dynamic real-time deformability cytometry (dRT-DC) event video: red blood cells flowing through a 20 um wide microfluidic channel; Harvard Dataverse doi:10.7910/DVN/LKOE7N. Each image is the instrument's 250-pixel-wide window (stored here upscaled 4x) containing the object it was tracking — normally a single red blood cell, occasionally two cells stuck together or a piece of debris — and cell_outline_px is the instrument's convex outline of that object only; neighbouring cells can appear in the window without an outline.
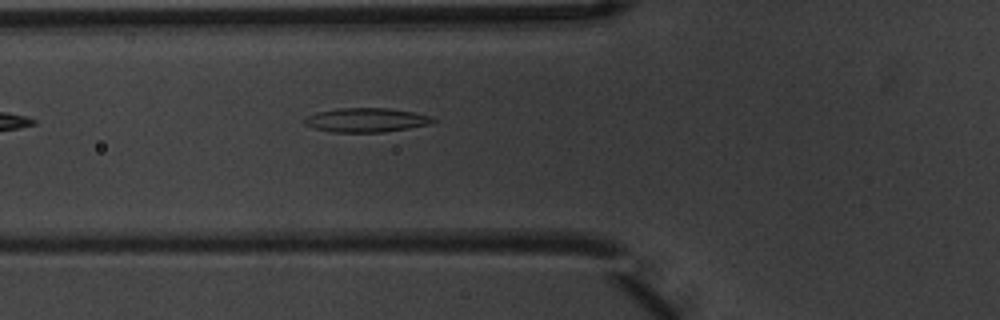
{"species": "common noctule bat (a hibernating species)", "species_latin": "Nyctalus noctula", "temperature_condition": "warm", "stored_images_in_passage": 5, "camera_frame_rate_fps": 3000, "um_per_image_px": 0.085, "animal": {"sex": "male", "body_mass_g": 20.1, "forearm_length_mm": 53.5}, "frame": {"image": 1, "passage_image": 5, "time_ms": 1.333, "image_size_px": [1000, 320], "cell_outline_px": [[436, 120], [428, 124], [408, 128], [384, 132], [332, 132], [316, 128], [304, 124], [304, 120], [308, 116], [316, 112], [340, 108], [388, 108], [412, 112], [432, 116]], "centroid_in_image_um": [31.13, 10.2], "position_along_channel_um": 94.7, "area_um2": 17.86}}